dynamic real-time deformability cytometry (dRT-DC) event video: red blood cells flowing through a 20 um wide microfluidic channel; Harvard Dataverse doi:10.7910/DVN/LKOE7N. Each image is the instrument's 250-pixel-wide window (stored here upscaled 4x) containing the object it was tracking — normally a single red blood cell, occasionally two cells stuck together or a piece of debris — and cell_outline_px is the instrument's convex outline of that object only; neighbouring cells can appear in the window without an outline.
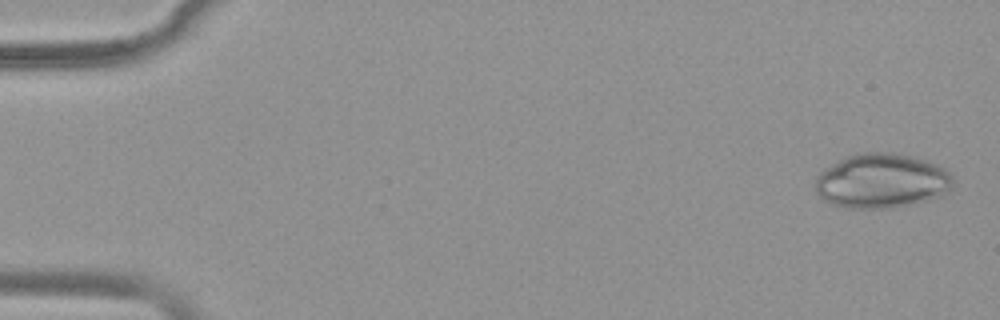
{"species": "common noctule bat (a hibernating species)", "species_latin": "Nyctalus noctula", "temperature_condition": "warm", "stored_images_in_passage": 53, "camera_frame_rate_fps": 3000, "um_per_image_px": 0.085, "animal": {"sex": "female", "body_mass_g": 19.9}, "frame": {"image": 1, "passage_image": 2, "time_ms": 0.333, "image_size_px": [1000, 320], "cell_outline_px": [[952, 188], [948, 192], [940, 196], [916, 204], [896, 208], [848, 208], [832, 204], [824, 200], [816, 192], [816, 176], [824, 168], [856, 152], [896, 152], [912, 156], [936, 164], [944, 168], [952, 176]], "centroid_in_image_um": [74.95, 15.38], "position_along_channel_um": 10.0, "area_um2": 44.16}}
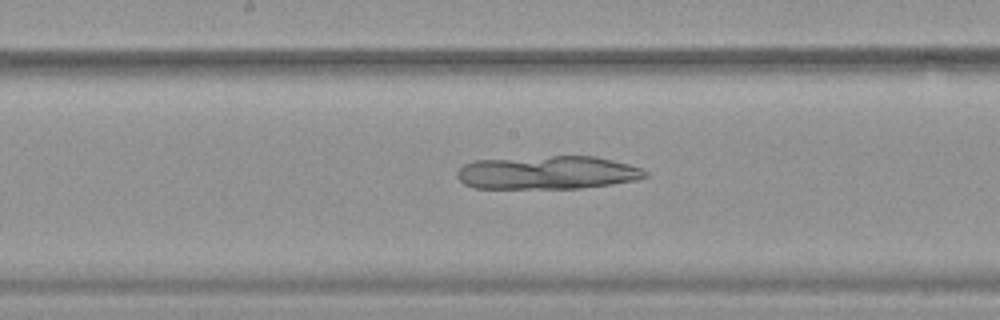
{"frame": {"image": 2, "passage_image": 28, "time_ms": 9.0, "image_size_px": [1000, 320], "cell_outline_px": [[648, 176], [636, 180], [612, 184], [580, 188], [472, 188], [464, 184], [456, 176], [456, 172], [464, 164], [472, 160], [552, 156], [596, 156], [628, 164], [640, 168], [648, 172]], "centroid_in_image_um": [46.51, 14.67], "position_along_channel_um": 201.7, "area_um2": 36.65}}
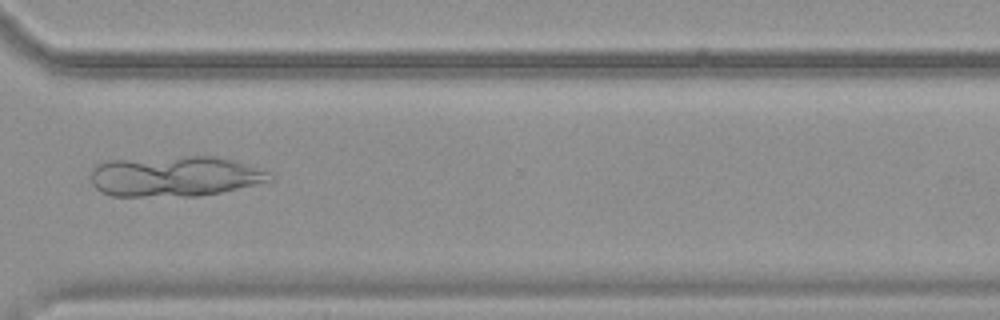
{"frame": {"image": 3, "passage_image": 40, "time_ms": 13.0, "image_size_px": [1000, 320], "cell_outline_px": [[272, 180], [256, 184], [220, 192], [200, 196], [112, 196], [100, 192], [92, 184], [92, 168], [96, 164], [108, 160], [188, 156], [212, 156], [236, 160], [268, 172], [272, 176]], "centroid_in_image_um": [14.83, 14.98], "position_along_channel_um": 355.8, "area_um2": 42.25}}